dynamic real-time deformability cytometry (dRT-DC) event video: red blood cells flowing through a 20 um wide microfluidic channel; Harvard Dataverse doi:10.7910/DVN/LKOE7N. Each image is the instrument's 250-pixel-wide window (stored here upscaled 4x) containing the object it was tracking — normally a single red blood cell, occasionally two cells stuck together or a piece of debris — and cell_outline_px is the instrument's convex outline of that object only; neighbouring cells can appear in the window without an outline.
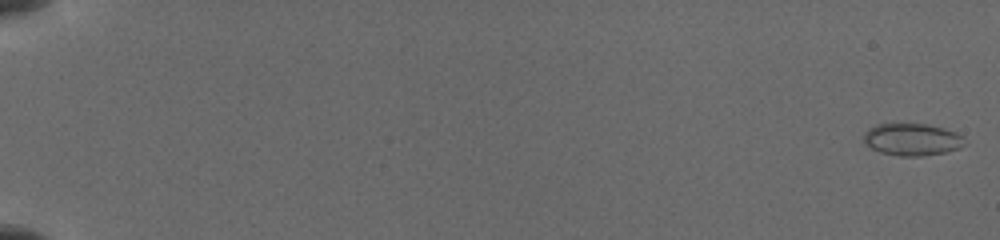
{"species": "common noctule bat (a hibernating species)", "species_latin": "Nyctalus noctula", "temperature_condition": "cold", "stored_images_in_passage": 24, "camera_frame_rate_fps": 3000, "um_per_image_px": 0.085, "animal": {"sex": "female", "body_mass_g": 19.5, "forearm_length_mm": 54.1}, "frame": {"image": 1, "passage_image": 1, "time_ms": 0.0, "image_size_px": [1000, 240], "cell_outline_px": [[964, 144], [960, 148], [944, 152], [920, 156], [900, 156], [880, 152], [872, 148], [864, 140], [864, 132], [868, 128], [880, 124], [924, 124], [956, 132], [964, 136]], "centroid_in_image_um": [77.53, 11.86], "position_along_channel_um": 7.5, "area_um2": 18.61}}
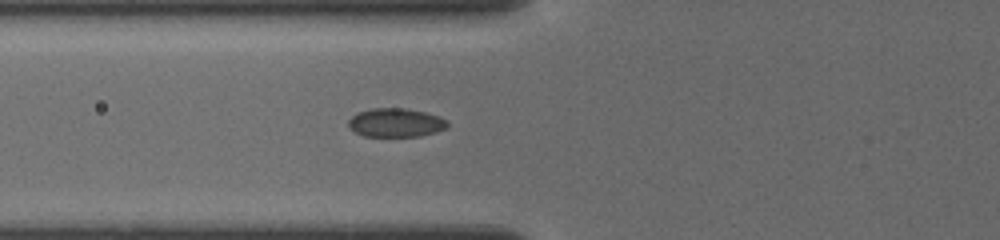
{"frame": {"image": 2, "passage_image": 15, "time_ms": 7.333, "image_size_px": [1000, 240], "cell_outline_px": [[448, 128], [436, 132], [420, 136], [364, 136], [348, 128], [348, 120], [356, 112], [372, 108], [404, 108], [424, 112], [448, 120]], "centroid_in_image_um": [33.62, 10.42], "position_along_channel_um": 92.2, "area_um2": 16.65}}
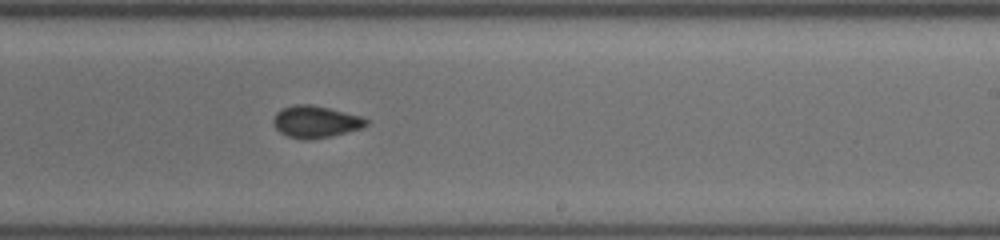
{"frame": {"image": 3, "passage_image": 24, "time_ms": 11.667, "image_size_px": [1000, 240], "cell_outline_px": [[368, 124], [360, 128], [332, 136], [312, 140], [304, 140], [288, 136], [280, 132], [276, 128], [272, 120], [276, 112], [284, 108], [296, 104], [312, 104], [360, 116], [368, 120]], "centroid_in_image_um": [26.8, 10.36], "position_along_channel_um": 262.2, "area_um2": 17.17}}